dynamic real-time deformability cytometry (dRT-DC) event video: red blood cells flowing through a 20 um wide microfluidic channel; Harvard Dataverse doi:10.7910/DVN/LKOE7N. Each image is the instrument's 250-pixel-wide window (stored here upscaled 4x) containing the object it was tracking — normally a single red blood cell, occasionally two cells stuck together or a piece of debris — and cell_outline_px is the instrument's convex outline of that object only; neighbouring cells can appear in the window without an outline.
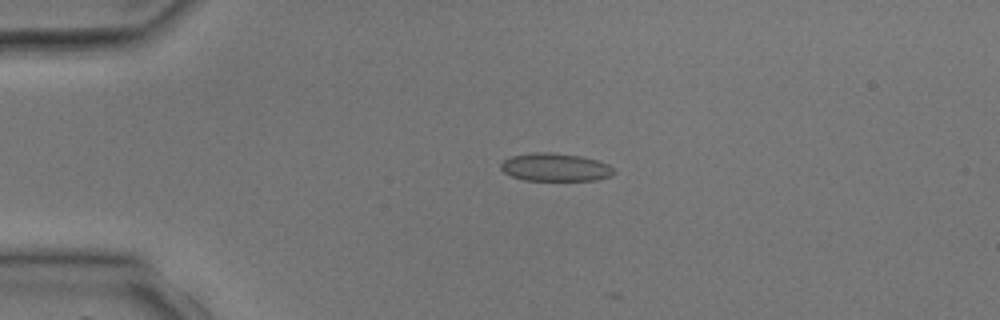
{"species": "common noctule bat (a hibernating species)", "species_latin": "Nyctalus noctula", "temperature_condition": "room temperature", "stored_images_in_passage": 3, "camera_frame_rate_fps": 3000, "um_per_image_px": 0.085, "animal": {"sex": "male", "body_mass_g": 17.9, "forearm_length_mm": 54.2}, "frame": {"image": 1, "passage_image": 2, "time_ms": 2.333, "image_size_px": [1000, 320], "cell_outline_px": [[616, 172], [612, 176], [596, 180], [524, 180], [512, 176], [504, 172], [500, 168], [500, 164], [504, 160], [512, 156], [536, 152], [548, 152], [580, 156], [596, 160], [608, 164]], "centroid_in_image_um": [47.2, 14.22], "position_along_channel_um": 37.8, "area_um2": 18.32}}